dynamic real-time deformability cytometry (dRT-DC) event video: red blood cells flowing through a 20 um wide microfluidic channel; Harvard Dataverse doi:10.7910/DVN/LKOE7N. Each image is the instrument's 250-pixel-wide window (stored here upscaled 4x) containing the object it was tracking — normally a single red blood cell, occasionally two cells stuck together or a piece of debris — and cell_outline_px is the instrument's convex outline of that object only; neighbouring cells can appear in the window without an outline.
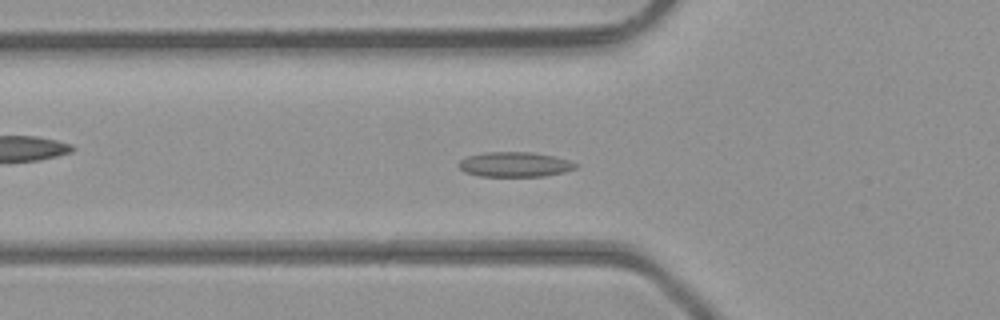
{"species": "common noctule bat (a hibernating species)", "species_latin": "Nyctalus noctula", "temperature_condition": "room temperature", "stored_images_in_passage": 36, "camera_frame_rate_fps": 3000, "um_per_image_px": 0.085, "animal": {"sex": "male", "body_mass_g": 23.1, "forearm_length_mm": 52.7}, "frame": {"image": 1, "passage_image": 5, "time_ms": 1.333, "image_size_px": [1000, 320], "cell_outline_px": [[568, 168], [556, 172], [536, 176], [488, 176], [468, 172], [460, 164], [476, 156], [508, 152], [512, 152], [544, 156], [556, 160]], "centroid_in_image_um": [43.55, 14.02], "position_along_channel_um": 82.3, "area_um2": 13.76}}
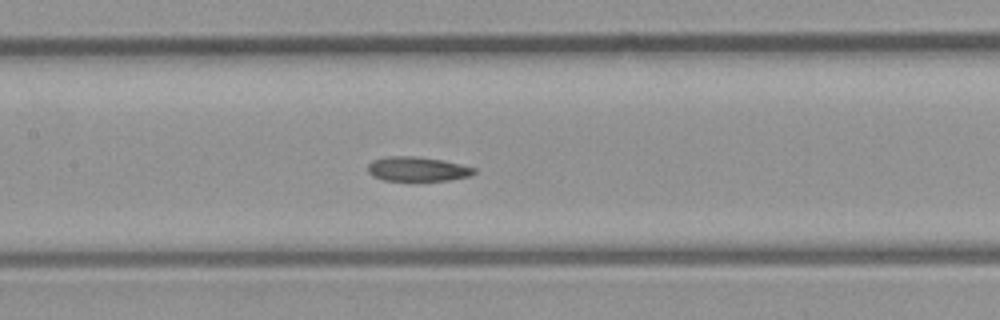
{"frame": {"image": 2, "passage_image": 11, "time_ms": 3.333, "image_size_px": [1000, 320], "cell_outline_px": [[472, 172], [464, 176], [440, 180], [388, 180], [376, 176], [368, 168], [376, 160], [436, 160], [472, 168]], "centroid_in_image_um": [35.49, 14.45], "position_along_channel_um": 171.9, "area_um2": 12.43}}
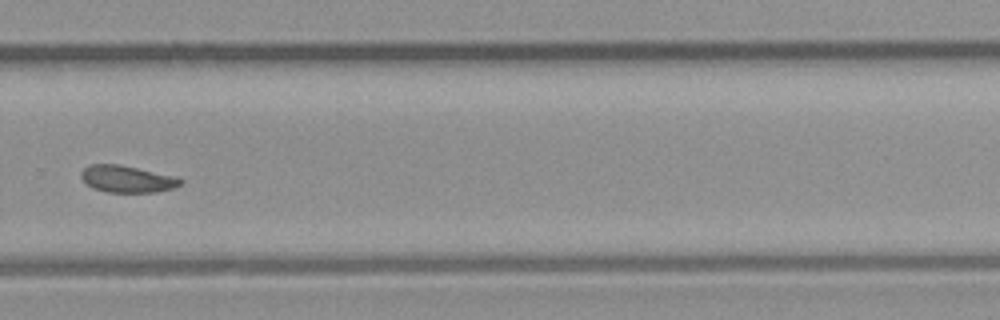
{"frame": {"image": 3, "passage_image": 21, "time_ms": 6.667, "image_size_px": [1000, 320], "cell_outline_px": [[180, 184], [168, 188], [148, 192], [112, 192], [96, 188], [88, 184], [84, 180], [84, 168], [92, 164], [112, 164], [132, 168], [180, 180]], "centroid_in_image_um": [10.68, 15.23], "position_along_channel_um": 319.1, "area_um2": 13.87}}